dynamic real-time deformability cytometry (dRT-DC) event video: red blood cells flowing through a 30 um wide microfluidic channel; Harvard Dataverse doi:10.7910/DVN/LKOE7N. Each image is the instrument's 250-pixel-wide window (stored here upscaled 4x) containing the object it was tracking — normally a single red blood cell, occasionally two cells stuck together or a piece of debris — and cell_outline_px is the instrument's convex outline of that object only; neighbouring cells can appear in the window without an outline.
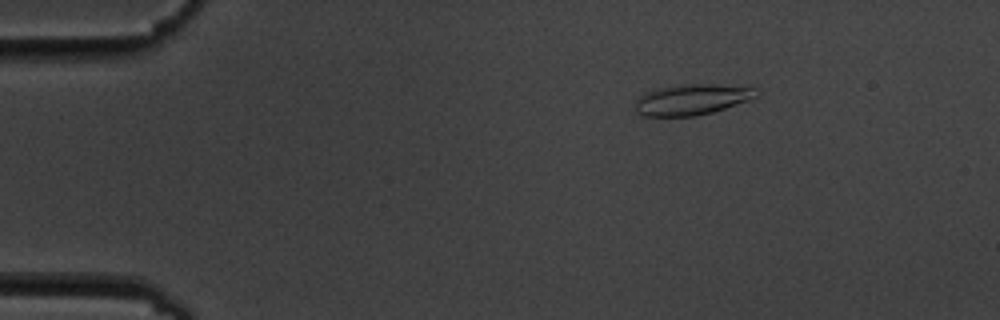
{"species": "common noctule bat (a hibernating species)", "species_latin": "Nyctalus noctula", "temperature_condition": "cold", "stored_images_in_passage": 6, "camera_frame_rate_fps": 3000, "um_per_image_px": 0.085, "animal": {"sex": "male", "body_mass_g": 19.5, "forearm_length_mm": 54.6}, "frame": {"image": 1, "passage_image": 3, "time_ms": 2.333, "image_size_px": [1000, 320], "cell_outline_px": [[756, 96], [748, 100], [712, 112], [696, 116], [640, 116], [636, 112], [636, 100], [644, 92], [656, 88], [684, 84], [712, 84], [756, 88]], "centroid_in_image_um": [58.73, 8.46], "position_along_channel_um": 26.3, "area_um2": 21.56}}